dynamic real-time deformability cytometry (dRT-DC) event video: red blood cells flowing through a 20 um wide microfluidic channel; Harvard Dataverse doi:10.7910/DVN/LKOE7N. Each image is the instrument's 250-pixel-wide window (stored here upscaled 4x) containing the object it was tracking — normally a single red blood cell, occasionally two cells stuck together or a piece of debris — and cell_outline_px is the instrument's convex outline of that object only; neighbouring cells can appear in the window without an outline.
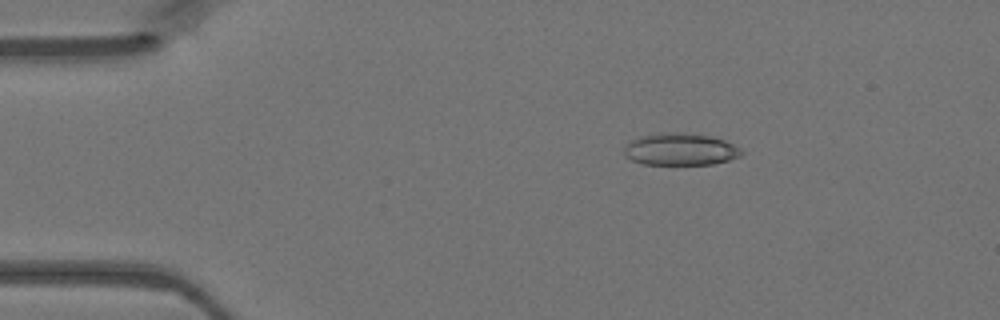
{"species": "Egyptian fruit bat (a non-hibernating species)", "species_latin": "Rousettus aegyptiacus", "temperature_condition": "warm", "stored_images_in_passage": 47, "camera_frame_rate_fps": 3000, "um_per_image_px": 0.085, "animal": {"sex": "female"}, "frame": {"image": 1, "passage_image": 8, "time_ms": 2.333, "image_size_px": [1000, 320], "cell_outline_px": [[744, 152], [740, 156], [728, 160], [712, 164], [644, 164], [632, 160], [624, 156], [624, 148], [632, 140], [644, 136], [668, 132], [684, 132], [708, 136], [724, 140], [740, 148]], "centroid_in_image_um": [57.84, 12.7], "position_along_channel_um": 27.2, "area_um2": 21.68}}
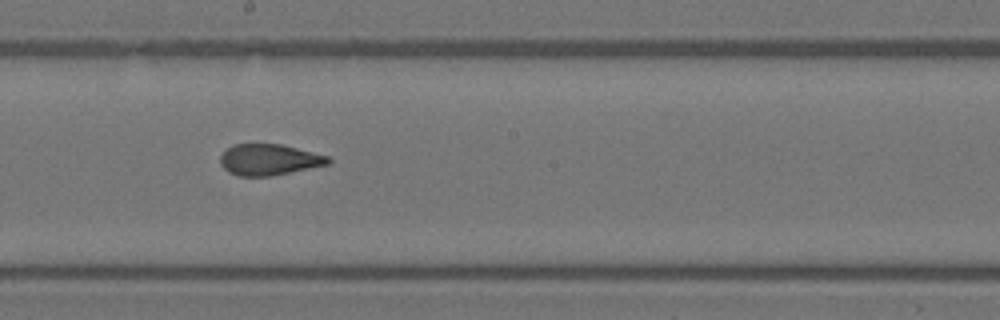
{"frame": {"image": 2, "passage_image": 26, "time_ms": 8.333, "image_size_px": [1000, 320], "cell_outline_px": [[332, 160], [328, 164], [268, 176], [240, 176], [228, 172], [220, 164], [220, 156], [232, 144], [280, 144], [328, 156]], "centroid_in_image_um": [22.83, 13.56], "position_along_channel_um": 225.4, "area_um2": 19.25}}
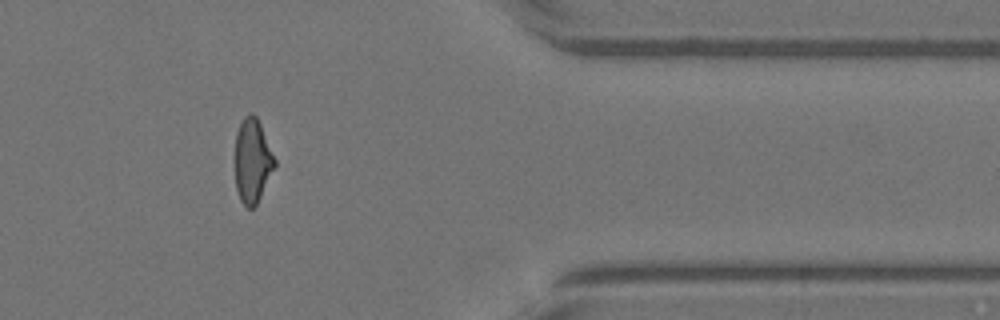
{"frame": {"image": 3, "passage_image": 39, "time_ms": 12.667, "image_size_px": [1000, 320], "cell_outline_px": [[276, 168], [256, 204], [252, 208], [248, 208], [240, 200], [236, 188], [236, 132], [244, 116], [248, 112], [252, 112], [256, 116], [260, 124], [276, 160]], "centroid_in_image_um": [21.47, 13.66], "position_along_channel_um": 389.9, "area_um2": 19.36}}